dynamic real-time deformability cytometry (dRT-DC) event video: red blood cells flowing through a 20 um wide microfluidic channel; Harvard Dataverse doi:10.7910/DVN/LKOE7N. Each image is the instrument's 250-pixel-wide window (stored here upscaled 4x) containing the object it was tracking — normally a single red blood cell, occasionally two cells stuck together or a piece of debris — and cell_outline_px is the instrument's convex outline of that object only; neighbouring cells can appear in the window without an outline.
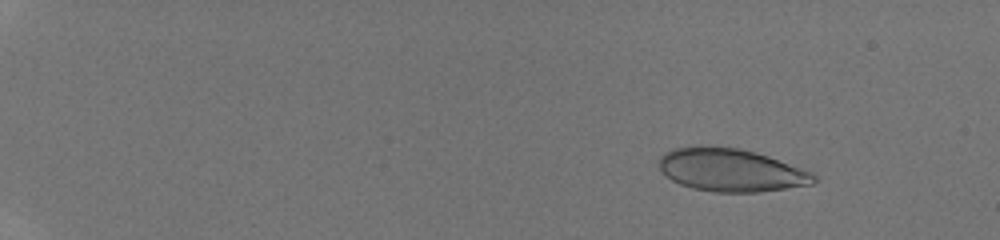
{"species": "human", "species_latin": "Homo sapiens", "temperature_condition": "room temperature", "stored_images_in_passage": 47, "camera_frame_rate_fps": 3000, "um_per_image_px": 0.085, "donor": {"sex": "male"}, "frame": {"image": 1, "passage_image": 7, "time_ms": 2.0, "image_size_px": [1000, 240], "cell_outline_px": [[820, 180], [812, 184], [760, 192], [716, 192], [692, 188], [680, 184], [672, 180], [660, 168], [660, 156], [664, 152], [672, 148], [696, 144], [712, 144], [740, 148], [756, 152], [768, 156], [812, 172]], "centroid_in_image_um": [62.12, 14.42], "position_along_channel_um": 22.9, "area_um2": 39.25}}
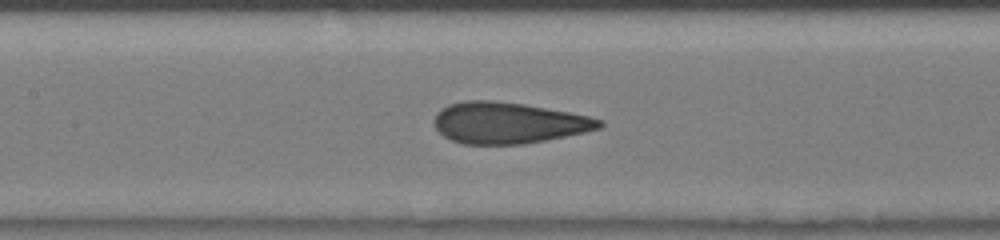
{"frame": {"image": 2, "passage_image": 26, "time_ms": 8.333, "image_size_px": [1000, 240], "cell_outline_px": [[604, 124], [600, 128], [584, 132], [524, 144], [464, 144], [452, 140], [444, 136], [436, 128], [432, 120], [436, 112], [440, 108], [448, 104], [464, 100], [492, 100], [524, 104], [568, 112], [588, 116], [604, 120]], "centroid_in_image_um": [43.16, 10.43], "position_along_channel_um": 164.2, "area_um2": 39.71}}
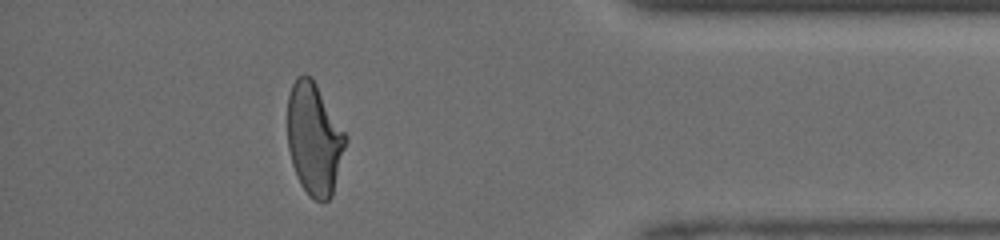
{"frame": {"image": 3, "passage_image": 43, "time_ms": 14.0, "image_size_px": [1000, 240], "cell_outline_px": [[348, 140], [332, 196], [324, 204], [308, 196], [300, 184], [292, 164], [288, 148], [288, 96], [292, 84], [296, 76], [304, 72], [312, 76], [348, 136]], "centroid_in_image_um": [26.72, 11.8], "position_along_channel_um": 408.5, "area_um2": 38.61}}